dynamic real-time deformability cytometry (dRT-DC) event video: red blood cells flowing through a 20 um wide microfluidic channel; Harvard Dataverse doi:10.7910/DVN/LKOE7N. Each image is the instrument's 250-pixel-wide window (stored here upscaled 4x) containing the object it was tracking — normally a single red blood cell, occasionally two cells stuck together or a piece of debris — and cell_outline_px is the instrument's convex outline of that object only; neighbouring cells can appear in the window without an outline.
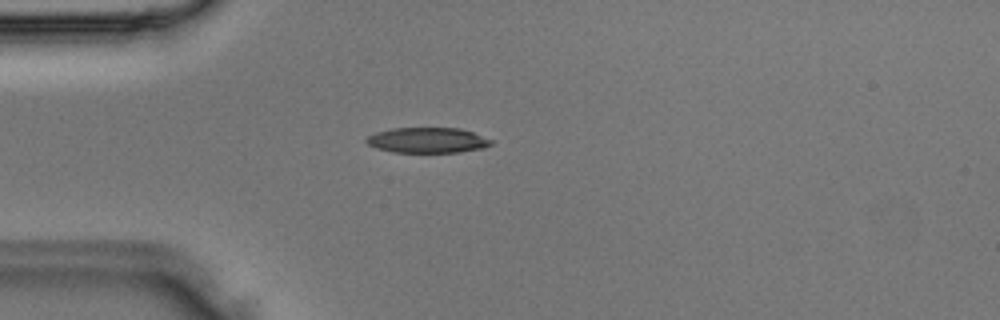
{"species": "Egyptian fruit bat (a non-hibernating species)", "species_latin": "Rousettus aegyptiacus", "temperature_condition": "room temperature", "stored_images_in_passage": 1, "camera_frame_rate_fps": 3000, "um_per_image_px": 0.085, "animal": {"sex": "male"}, "frame": {"image": 1, "passage_image": 1, "time_ms": 0.0, "image_size_px": [1000, 320], "cell_outline_px": [[492, 144], [484, 148], [460, 152], [396, 152], [376, 148], [368, 144], [364, 140], [368, 136], [376, 132], [392, 128], [460, 128], [472, 132], [492, 140]], "centroid_in_image_um": [36.33, 11.92], "position_along_channel_um": 48.7, "area_um2": 18.38}}